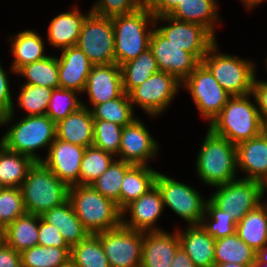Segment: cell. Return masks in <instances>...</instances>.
<instances>
[{"instance_id":"cell-51","label":"cell","mask_w":267,"mask_h":267,"mask_svg":"<svg viewBox=\"0 0 267 267\" xmlns=\"http://www.w3.org/2000/svg\"><path fill=\"white\" fill-rule=\"evenodd\" d=\"M0 267H22L20 253L6 244L0 249Z\"/></svg>"},{"instance_id":"cell-23","label":"cell","mask_w":267,"mask_h":267,"mask_svg":"<svg viewBox=\"0 0 267 267\" xmlns=\"http://www.w3.org/2000/svg\"><path fill=\"white\" fill-rule=\"evenodd\" d=\"M180 247L196 267H214L215 238L200 225H191L184 233L178 232Z\"/></svg>"},{"instance_id":"cell-43","label":"cell","mask_w":267,"mask_h":267,"mask_svg":"<svg viewBox=\"0 0 267 267\" xmlns=\"http://www.w3.org/2000/svg\"><path fill=\"white\" fill-rule=\"evenodd\" d=\"M206 213L211 216V222H201V226L206 232L215 238V240L227 237L236 232L237 222L232 214L218 208L211 200L206 202Z\"/></svg>"},{"instance_id":"cell-37","label":"cell","mask_w":267,"mask_h":267,"mask_svg":"<svg viewBox=\"0 0 267 267\" xmlns=\"http://www.w3.org/2000/svg\"><path fill=\"white\" fill-rule=\"evenodd\" d=\"M132 108L129 94L124 92L119 98L95 105L91 114L94 120H104L124 127L136 119Z\"/></svg>"},{"instance_id":"cell-49","label":"cell","mask_w":267,"mask_h":267,"mask_svg":"<svg viewBox=\"0 0 267 267\" xmlns=\"http://www.w3.org/2000/svg\"><path fill=\"white\" fill-rule=\"evenodd\" d=\"M180 3L181 0H142V5L146 7L155 18L169 15Z\"/></svg>"},{"instance_id":"cell-48","label":"cell","mask_w":267,"mask_h":267,"mask_svg":"<svg viewBox=\"0 0 267 267\" xmlns=\"http://www.w3.org/2000/svg\"><path fill=\"white\" fill-rule=\"evenodd\" d=\"M9 86L5 71L0 65V125L7 123L14 115Z\"/></svg>"},{"instance_id":"cell-53","label":"cell","mask_w":267,"mask_h":267,"mask_svg":"<svg viewBox=\"0 0 267 267\" xmlns=\"http://www.w3.org/2000/svg\"><path fill=\"white\" fill-rule=\"evenodd\" d=\"M254 265H263L264 267H267V244L262 249L256 251Z\"/></svg>"},{"instance_id":"cell-18","label":"cell","mask_w":267,"mask_h":267,"mask_svg":"<svg viewBox=\"0 0 267 267\" xmlns=\"http://www.w3.org/2000/svg\"><path fill=\"white\" fill-rule=\"evenodd\" d=\"M157 143L145 126L137 119L122 129L119 153L121 159L133 165H146L147 159L154 156Z\"/></svg>"},{"instance_id":"cell-50","label":"cell","mask_w":267,"mask_h":267,"mask_svg":"<svg viewBox=\"0 0 267 267\" xmlns=\"http://www.w3.org/2000/svg\"><path fill=\"white\" fill-rule=\"evenodd\" d=\"M251 94L256 99L259 106L258 112L260 113L262 122L264 123L267 120V82H259L254 79Z\"/></svg>"},{"instance_id":"cell-31","label":"cell","mask_w":267,"mask_h":267,"mask_svg":"<svg viewBox=\"0 0 267 267\" xmlns=\"http://www.w3.org/2000/svg\"><path fill=\"white\" fill-rule=\"evenodd\" d=\"M39 215L28 214L18 217L6 226L7 245L21 253L38 245Z\"/></svg>"},{"instance_id":"cell-29","label":"cell","mask_w":267,"mask_h":267,"mask_svg":"<svg viewBox=\"0 0 267 267\" xmlns=\"http://www.w3.org/2000/svg\"><path fill=\"white\" fill-rule=\"evenodd\" d=\"M215 0H181L168 15L180 21L195 23L205 27L213 36L214 20H217Z\"/></svg>"},{"instance_id":"cell-46","label":"cell","mask_w":267,"mask_h":267,"mask_svg":"<svg viewBox=\"0 0 267 267\" xmlns=\"http://www.w3.org/2000/svg\"><path fill=\"white\" fill-rule=\"evenodd\" d=\"M142 6V0H99L91 12L96 15L113 17L129 14Z\"/></svg>"},{"instance_id":"cell-16","label":"cell","mask_w":267,"mask_h":267,"mask_svg":"<svg viewBox=\"0 0 267 267\" xmlns=\"http://www.w3.org/2000/svg\"><path fill=\"white\" fill-rule=\"evenodd\" d=\"M85 147L56 138L50 145L48 157L41 162L69 187L79 185Z\"/></svg>"},{"instance_id":"cell-56","label":"cell","mask_w":267,"mask_h":267,"mask_svg":"<svg viewBox=\"0 0 267 267\" xmlns=\"http://www.w3.org/2000/svg\"><path fill=\"white\" fill-rule=\"evenodd\" d=\"M245 5L248 6V8H252L256 4L260 3L263 0H243Z\"/></svg>"},{"instance_id":"cell-7","label":"cell","mask_w":267,"mask_h":267,"mask_svg":"<svg viewBox=\"0 0 267 267\" xmlns=\"http://www.w3.org/2000/svg\"><path fill=\"white\" fill-rule=\"evenodd\" d=\"M216 43L203 57L202 63L210 70L220 86L231 96L251 94L255 79L254 65L228 54H211L216 51ZM210 54V55H208Z\"/></svg>"},{"instance_id":"cell-38","label":"cell","mask_w":267,"mask_h":267,"mask_svg":"<svg viewBox=\"0 0 267 267\" xmlns=\"http://www.w3.org/2000/svg\"><path fill=\"white\" fill-rule=\"evenodd\" d=\"M71 249L36 245L20 253L22 267H60L70 260Z\"/></svg>"},{"instance_id":"cell-3","label":"cell","mask_w":267,"mask_h":267,"mask_svg":"<svg viewBox=\"0 0 267 267\" xmlns=\"http://www.w3.org/2000/svg\"><path fill=\"white\" fill-rule=\"evenodd\" d=\"M25 210L41 216L68 200L69 186L41 161H35L20 187Z\"/></svg>"},{"instance_id":"cell-5","label":"cell","mask_w":267,"mask_h":267,"mask_svg":"<svg viewBox=\"0 0 267 267\" xmlns=\"http://www.w3.org/2000/svg\"><path fill=\"white\" fill-rule=\"evenodd\" d=\"M203 143L196 163L201 179L211 186L236 180V145L214 134L210 129Z\"/></svg>"},{"instance_id":"cell-20","label":"cell","mask_w":267,"mask_h":267,"mask_svg":"<svg viewBox=\"0 0 267 267\" xmlns=\"http://www.w3.org/2000/svg\"><path fill=\"white\" fill-rule=\"evenodd\" d=\"M59 87L73 91H84L93 64L77 46L63 49L58 59Z\"/></svg>"},{"instance_id":"cell-25","label":"cell","mask_w":267,"mask_h":267,"mask_svg":"<svg viewBox=\"0 0 267 267\" xmlns=\"http://www.w3.org/2000/svg\"><path fill=\"white\" fill-rule=\"evenodd\" d=\"M40 217L46 223L56 226L70 247L90 234L76 216L69 200L44 212Z\"/></svg>"},{"instance_id":"cell-17","label":"cell","mask_w":267,"mask_h":267,"mask_svg":"<svg viewBox=\"0 0 267 267\" xmlns=\"http://www.w3.org/2000/svg\"><path fill=\"white\" fill-rule=\"evenodd\" d=\"M84 91L94 106L119 98L124 93L121 66L116 63L93 65Z\"/></svg>"},{"instance_id":"cell-40","label":"cell","mask_w":267,"mask_h":267,"mask_svg":"<svg viewBox=\"0 0 267 267\" xmlns=\"http://www.w3.org/2000/svg\"><path fill=\"white\" fill-rule=\"evenodd\" d=\"M112 155L95 146L86 147L80 168L79 185H91L113 162Z\"/></svg>"},{"instance_id":"cell-11","label":"cell","mask_w":267,"mask_h":267,"mask_svg":"<svg viewBox=\"0 0 267 267\" xmlns=\"http://www.w3.org/2000/svg\"><path fill=\"white\" fill-rule=\"evenodd\" d=\"M155 185L161 192L163 204L169 206L190 225H200L204 221L206 203L196 190L159 172Z\"/></svg>"},{"instance_id":"cell-59","label":"cell","mask_w":267,"mask_h":267,"mask_svg":"<svg viewBox=\"0 0 267 267\" xmlns=\"http://www.w3.org/2000/svg\"><path fill=\"white\" fill-rule=\"evenodd\" d=\"M0 228H6V226L0 221Z\"/></svg>"},{"instance_id":"cell-9","label":"cell","mask_w":267,"mask_h":267,"mask_svg":"<svg viewBox=\"0 0 267 267\" xmlns=\"http://www.w3.org/2000/svg\"><path fill=\"white\" fill-rule=\"evenodd\" d=\"M216 187L218 190L210 200L221 210L232 214L236 222L261 204L266 190L261 182L248 179L234 180Z\"/></svg>"},{"instance_id":"cell-30","label":"cell","mask_w":267,"mask_h":267,"mask_svg":"<svg viewBox=\"0 0 267 267\" xmlns=\"http://www.w3.org/2000/svg\"><path fill=\"white\" fill-rule=\"evenodd\" d=\"M34 163L31 157L10 151L0 143V186L20 188Z\"/></svg>"},{"instance_id":"cell-1","label":"cell","mask_w":267,"mask_h":267,"mask_svg":"<svg viewBox=\"0 0 267 267\" xmlns=\"http://www.w3.org/2000/svg\"><path fill=\"white\" fill-rule=\"evenodd\" d=\"M68 200L76 216L90 234L121 226L122 210L92 185L70 186Z\"/></svg>"},{"instance_id":"cell-22","label":"cell","mask_w":267,"mask_h":267,"mask_svg":"<svg viewBox=\"0 0 267 267\" xmlns=\"http://www.w3.org/2000/svg\"><path fill=\"white\" fill-rule=\"evenodd\" d=\"M148 233V236L144 233L140 267H171L175 253L180 248L178 234L172 236L162 230Z\"/></svg>"},{"instance_id":"cell-26","label":"cell","mask_w":267,"mask_h":267,"mask_svg":"<svg viewBox=\"0 0 267 267\" xmlns=\"http://www.w3.org/2000/svg\"><path fill=\"white\" fill-rule=\"evenodd\" d=\"M85 18L86 16L76 9L57 15L49 26L50 43L62 49L77 45Z\"/></svg>"},{"instance_id":"cell-14","label":"cell","mask_w":267,"mask_h":267,"mask_svg":"<svg viewBox=\"0 0 267 267\" xmlns=\"http://www.w3.org/2000/svg\"><path fill=\"white\" fill-rule=\"evenodd\" d=\"M179 85L175 76L159 71L129 93L130 101L155 116L167 107Z\"/></svg>"},{"instance_id":"cell-52","label":"cell","mask_w":267,"mask_h":267,"mask_svg":"<svg viewBox=\"0 0 267 267\" xmlns=\"http://www.w3.org/2000/svg\"><path fill=\"white\" fill-rule=\"evenodd\" d=\"M171 267H196L188 254L180 247L172 260Z\"/></svg>"},{"instance_id":"cell-39","label":"cell","mask_w":267,"mask_h":267,"mask_svg":"<svg viewBox=\"0 0 267 267\" xmlns=\"http://www.w3.org/2000/svg\"><path fill=\"white\" fill-rule=\"evenodd\" d=\"M133 166L123 160L112 162L108 169L91 185L103 196L115 202L120 208L121 182L125 173Z\"/></svg>"},{"instance_id":"cell-21","label":"cell","mask_w":267,"mask_h":267,"mask_svg":"<svg viewBox=\"0 0 267 267\" xmlns=\"http://www.w3.org/2000/svg\"><path fill=\"white\" fill-rule=\"evenodd\" d=\"M164 208L162 195L158 187L155 185L147 193L143 194L139 199L131 201L122 210L125 213L127 210L131 211V221L130 223L124 222L122 218L121 225L125 228L146 232V230H151V232H159L160 230L151 229L152 225L159 218L162 209ZM127 209V210H126Z\"/></svg>"},{"instance_id":"cell-33","label":"cell","mask_w":267,"mask_h":267,"mask_svg":"<svg viewBox=\"0 0 267 267\" xmlns=\"http://www.w3.org/2000/svg\"><path fill=\"white\" fill-rule=\"evenodd\" d=\"M159 71L156 59L148 48L136 59L121 65L124 92L129 94L135 87L141 85L151 75Z\"/></svg>"},{"instance_id":"cell-13","label":"cell","mask_w":267,"mask_h":267,"mask_svg":"<svg viewBox=\"0 0 267 267\" xmlns=\"http://www.w3.org/2000/svg\"><path fill=\"white\" fill-rule=\"evenodd\" d=\"M170 21V25L157 30L180 49L192 53L200 62L208 50L216 43L215 37L203 26L180 21L170 16L156 17Z\"/></svg>"},{"instance_id":"cell-4","label":"cell","mask_w":267,"mask_h":267,"mask_svg":"<svg viewBox=\"0 0 267 267\" xmlns=\"http://www.w3.org/2000/svg\"><path fill=\"white\" fill-rule=\"evenodd\" d=\"M114 28V47L116 64H122L136 59L149 48L152 31L146 33L148 19L152 18L155 26V16L143 5L129 14L111 17Z\"/></svg>"},{"instance_id":"cell-34","label":"cell","mask_w":267,"mask_h":267,"mask_svg":"<svg viewBox=\"0 0 267 267\" xmlns=\"http://www.w3.org/2000/svg\"><path fill=\"white\" fill-rule=\"evenodd\" d=\"M12 42L15 55L12 70L17 72L24 65L45 59L44 46L41 37L34 31L27 30L18 33Z\"/></svg>"},{"instance_id":"cell-36","label":"cell","mask_w":267,"mask_h":267,"mask_svg":"<svg viewBox=\"0 0 267 267\" xmlns=\"http://www.w3.org/2000/svg\"><path fill=\"white\" fill-rule=\"evenodd\" d=\"M17 73L28 79L25 84L51 89L59 87L58 60L56 57L47 56L43 60L24 65Z\"/></svg>"},{"instance_id":"cell-32","label":"cell","mask_w":267,"mask_h":267,"mask_svg":"<svg viewBox=\"0 0 267 267\" xmlns=\"http://www.w3.org/2000/svg\"><path fill=\"white\" fill-rule=\"evenodd\" d=\"M256 251L249 247L235 232L215 240V265L236 263L254 265Z\"/></svg>"},{"instance_id":"cell-54","label":"cell","mask_w":267,"mask_h":267,"mask_svg":"<svg viewBox=\"0 0 267 267\" xmlns=\"http://www.w3.org/2000/svg\"><path fill=\"white\" fill-rule=\"evenodd\" d=\"M7 244L6 228H0V249Z\"/></svg>"},{"instance_id":"cell-35","label":"cell","mask_w":267,"mask_h":267,"mask_svg":"<svg viewBox=\"0 0 267 267\" xmlns=\"http://www.w3.org/2000/svg\"><path fill=\"white\" fill-rule=\"evenodd\" d=\"M70 260L77 267H110L100 238L89 234L84 240L71 247Z\"/></svg>"},{"instance_id":"cell-8","label":"cell","mask_w":267,"mask_h":267,"mask_svg":"<svg viewBox=\"0 0 267 267\" xmlns=\"http://www.w3.org/2000/svg\"><path fill=\"white\" fill-rule=\"evenodd\" d=\"M77 46L93 65L116 63L112 18L90 11L82 24Z\"/></svg>"},{"instance_id":"cell-19","label":"cell","mask_w":267,"mask_h":267,"mask_svg":"<svg viewBox=\"0 0 267 267\" xmlns=\"http://www.w3.org/2000/svg\"><path fill=\"white\" fill-rule=\"evenodd\" d=\"M237 165L249 175L243 179L261 182L267 188V135L236 144Z\"/></svg>"},{"instance_id":"cell-27","label":"cell","mask_w":267,"mask_h":267,"mask_svg":"<svg viewBox=\"0 0 267 267\" xmlns=\"http://www.w3.org/2000/svg\"><path fill=\"white\" fill-rule=\"evenodd\" d=\"M265 206L259 204L236 224L239 238L255 251L267 244V205Z\"/></svg>"},{"instance_id":"cell-15","label":"cell","mask_w":267,"mask_h":267,"mask_svg":"<svg viewBox=\"0 0 267 267\" xmlns=\"http://www.w3.org/2000/svg\"><path fill=\"white\" fill-rule=\"evenodd\" d=\"M149 49L156 59L159 70L175 76L180 82L201 63L192 53L180 49L157 29L152 30Z\"/></svg>"},{"instance_id":"cell-60","label":"cell","mask_w":267,"mask_h":267,"mask_svg":"<svg viewBox=\"0 0 267 267\" xmlns=\"http://www.w3.org/2000/svg\"><path fill=\"white\" fill-rule=\"evenodd\" d=\"M253 267H264L263 265H253Z\"/></svg>"},{"instance_id":"cell-55","label":"cell","mask_w":267,"mask_h":267,"mask_svg":"<svg viewBox=\"0 0 267 267\" xmlns=\"http://www.w3.org/2000/svg\"><path fill=\"white\" fill-rule=\"evenodd\" d=\"M214 267H253V265H241V264H236V263H223V264L214 265Z\"/></svg>"},{"instance_id":"cell-10","label":"cell","mask_w":267,"mask_h":267,"mask_svg":"<svg viewBox=\"0 0 267 267\" xmlns=\"http://www.w3.org/2000/svg\"><path fill=\"white\" fill-rule=\"evenodd\" d=\"M104 253L110 267H140L144 232L124 226L99 232Z\"/></svg>"},{"instance_id":"cell-57","label":"cell","mask_w":267,"mask_h":267,"mask_svg":"<svg viewBox=\"0 0 267 267\" xmlns=\"http://www.w3.org/2000/svg\"><path fill=\"white\" fill-rule=\"evenodd\" d=\"M60 267H77L71 260H69L67 263L61 265Z\"/></svg>"},{"instance_id":"cell-44","label":"cell","mask_w":267,"mask_h":267,"mask_svg":"<svg viewBox=\"0 0 267 267\" xmlns=\"http://www.w3.org/2000/svg\"><path fill=\"white\" fill-rule=\"evenodd\" d=\"M123 126L104 120H94L93 146L113 155L119 153Z\"/></svg>"},{"instance_id":"cell-12","label":"cell","mask_w":267,"mask_h":267,"mask_svg":"<svg viewBox=\"0 0 267 267\" xmlns=\"http://www.w3.org/2000/svg\"><path fill=\"white\" fill-rule=\"evenodd\" d=\"M183 82L184 87L190 90L200 112L205 118L211 119V122L231 97L202 62Z\"/></svg>"},{"instance_id":"cell-58","label":"cell","mask_w":267,"mask_h":267,"mask_svg":"<svg viewBox=\"0 0 267 267\" xmlns=\"http://www.w3.org/2000/svg\"><path fill=\"white\" fill-rule=\"evenodd\" d=\"M263 132L267 135V120L263 123Z\"/></svg>"},{"instance_id":"cell-28","label":"cell","mask_w":267,"mask_h":267,"mask_svg":"<svg viewBox=\"0 0 267 267\" xmlns=\"http://www.w3.org/2000/svg\"><path fill=\"white\" fill-rule=\"evenodd\" d=\"M158 172L146 165H133L124 176L120 190V209L131 201L139 199L155 186Z\"/></svg>"},{"instance_id":"cell-42","label":"cell","mask_w":267,"mask_h":267,"mask_svg":"<svg viewBox=\"0 0 267 267\" xmlns=\"http://www.w3.org/2000/svg\"><path fill=\"white\" fill-rule=\"evenodd\" d=\"M51 88L25 84L19 94L20 106L28 111V116L45 115L51 99Z\"/></svg>"},{"instance_id":"cell-2","label":"cell","mask_w":267,"mask_h":267,"mask_svg":"<svg viewBox=\"0 0 267 267\" xmlns=\"http://www.w3.org/2000/svg\"><path fill=\"white\" fill-rule=\"evenodd\" d=\"M247 96H231L209 126L214 134L228 139L235 145L263 132V122L258 108Z\"/></svg>"},{"instance_id":"cell-45","label":"cell","mask_w":267,"mask_h":267,"mask_svg":"<svg viewBox=\"0 0 267 267\" xmlns=\"http://www.w3.org/2000/svg\"><path fill=\"white\" fill-rule=\"evenodd\" d=\"M26 213L21 189L2 187L0 189V221L7 226Z\"/></svg>"},{"instance_id":"cell-47","label":"cell","mask_w":267,"mask_h":267,"mask_svg":"<svg viewBox=\"0 0 267 267\" xmlns=\"http://www.w3.org/2000/svg\"><path fill=\"white\" fill-rule=\"evenodd\" d=\"M38 245L44 247L53 246L62 249H71L60 234L59 229L52 224L46 223L41 217L38 233Z\"/></svg>"},{"instance_id":"cell-6","label":"cell","mask_w":267,"mask_h":267,"mask_svg":"<svg viewBox=\"0 0 267 267\" xmlns=\"http://www.w3.org/2000/svg\"><path fill=\"white\" fill-rule=\"evenodd\" d=\"M55 139L56 123L46 114L27 115L10 128L0 143L10 151L27 155L35 161H42L43 159L34 151L48 144L51 145Z\"/></svg>"},{"instance_id":"cell-24","label":"cell","mask_w":267,"mask_h":267,"mask_svg":"<svg viewBox=\"0 0 267 267\" xmlns=\"http://www.w3.org/2000/svg\"><path fill=\"white\" fill-rule=\"evenodd\" d=\"M93 132L94 119L84 105L56 123V138L85 148L93 145Z\"/></svg>"},{"instance_id":"cell-41","label":"cell","mask_w":267,"mask_h":267,"mask_svg":"<svg viewBox=\"0 0 267 267\" xmlns=\"http://www.w3.org/2000/svg\"><path fill=\"white\" fill-rule=\"evenodd\" d=\"M75 92L76 91L60 87L52 90L46 115L54 123L65 119L69 114L83 107V103L76 99Z\"/></svg>"}]
</instances>
